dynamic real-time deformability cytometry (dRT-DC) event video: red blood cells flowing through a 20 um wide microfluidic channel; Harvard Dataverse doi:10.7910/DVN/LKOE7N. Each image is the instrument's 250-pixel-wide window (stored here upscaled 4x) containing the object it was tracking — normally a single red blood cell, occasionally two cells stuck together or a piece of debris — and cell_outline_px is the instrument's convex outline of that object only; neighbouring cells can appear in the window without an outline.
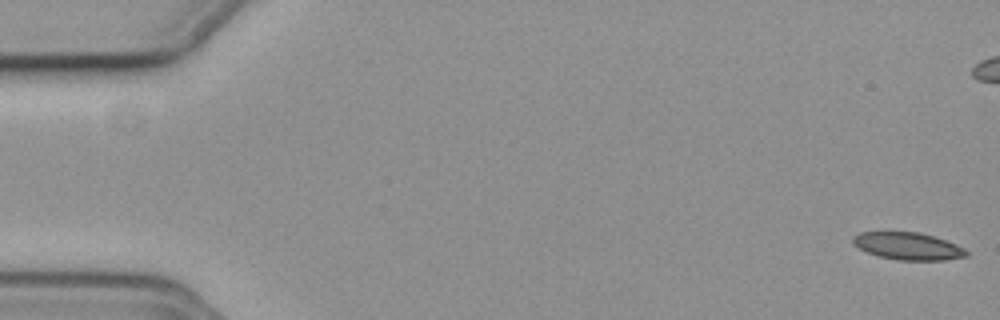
{"species": "common noctule bat (a hibernating species)", "species_latin": "Nyctalus noctula", "temperature_condition": "cold", "stored_images_in_passage": 57, "camera_frame_rate_fps": 3000, "um_per_image_px": 0.085, "animal": {"sex": "female", "body_mass_g": 19.3, "forearm_length_mm": 54.1}, "frame": {"image": 1, "passage_image": 1, "time_ms": 0.0, "image_size_px": [1000, 320], "cell_outline_px": [[968, 256], [944, 260], [896, 260], [880, 256], [868, 252], [852, 244], [852, 236], [860, 232], [920, 232], [956, 244], [964, 248], [968, 252]], "centroid_in_image_um": [77.17, 20.92], "position_along_channel_um": 7.8, "area_um2": 17.98}}
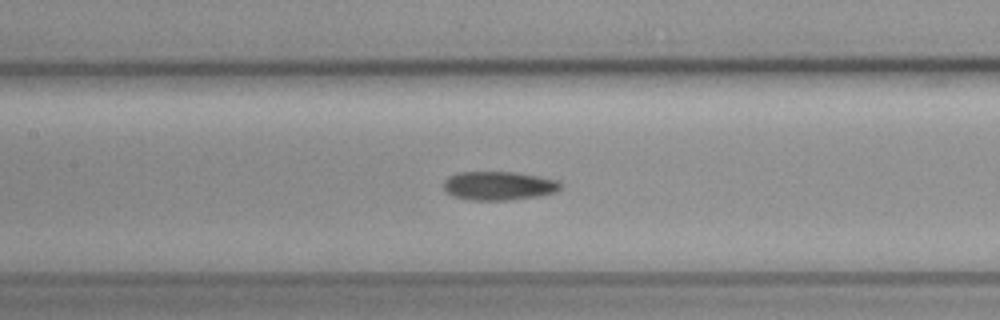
{"frame": {"image": 2, "passage_image": 26, "time_ms": 8.333, "image_size_px": [1000, 320], "cell_outline_px": [[564, 184], [556, 192], [540, 196], [508, 200], [468, 200], [452, 196], [444, 188], [444, 180], [448, 176], [460, 172], [516, 172], [556, 180]], "centroid_in_image_um": [42.39, 15.79], "position_along_channel_um": 165.0, "area_um2": 19.65}}
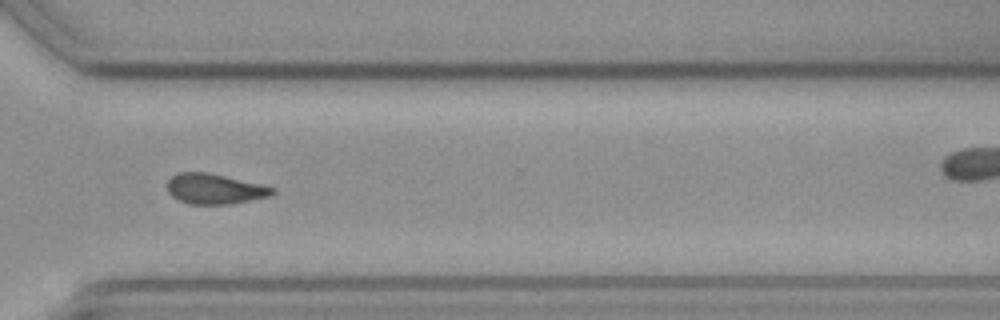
{"frame": {"image": 3, "passage_image": 41, "time_ms": 13.333, "image_size_px": [1000, 320], "cell_outline_px": [[276, 192], [272, 196], [232, 204], [188, 204], [172, 196], [168, 192], [168, 180], [172, 176], [180, 172], [208, 172], [260, 184], [276, 188]], "centroid_in_image_um": [18.28, 16.06], "position_along_channel_um": 352.3, "area_um2": 18.61}, "authors_computed_cell_mechanics": {"area_um2": 18.9584, "velocity_mm_per_s": 3.7433, "shape_relaxation_time_tau1_ms": 9.5224, "shape_relaxation_time_tau2_ms": 6.6458, "deformation_change_tau1": 0.1844, "deformation_change_tau2": 0.1498}}